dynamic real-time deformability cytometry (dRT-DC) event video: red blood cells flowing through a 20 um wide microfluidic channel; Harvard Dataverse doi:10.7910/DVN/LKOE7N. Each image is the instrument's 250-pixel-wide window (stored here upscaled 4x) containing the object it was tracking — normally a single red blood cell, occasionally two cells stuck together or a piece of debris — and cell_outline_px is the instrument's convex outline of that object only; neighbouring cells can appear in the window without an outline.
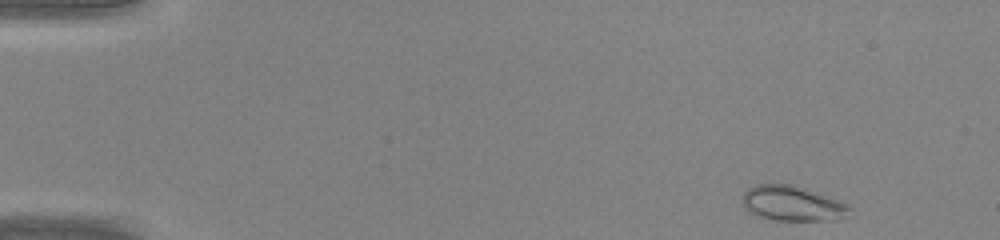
{"species": "common noctule bat (a hibernating species)", "species_latin": "Nyctalus noctula", "temperature_condition": "warm", "stored_images_in_passage": 42, "camera_frame_rate_fps": 3000, "um_per_image_px": 0.085, "animal": {"sex": "male", "body_mass_g": 20.0, "forearm_length_mm": 53.3}, "frame": {"image": 1, "passage_image": 1, "time_ms": 0.0, "image_size_px": [1000, 240], "cell_outline_px": [[852, 208], [844, 216], [836, 220], [768, 220], [756, 216], [744, 208], [740, 200], [744, 192], [748, 188], [756, 184], [796, 184], [848, 204]], "centroid_in_image_um": [67.29, 17.29], "position_along_channel_um": 17.7, "area_um2": 22.2}}
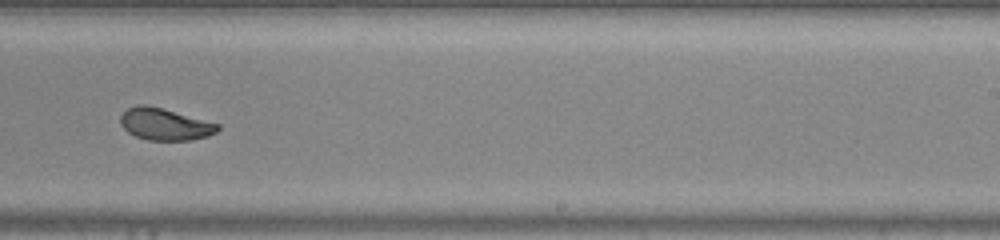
{"frame": {"image": 2, "passage_image": 26, "time_ms": 8.333, "image_size_px": [1000, 240], "cell_outline_px": [[220, 128], [216, 132], [208, 136], [188, 140], [148, 140], [136, 136], [128, 132], [120, 124], [120, 116], [128, 108], [140, 104], [144, 104], [160, 108], [220, 124]], "centroid_in_image_um": [14.0, 10.57], "position_along_channel_um": 275.0, "area_um2": 17.8}}
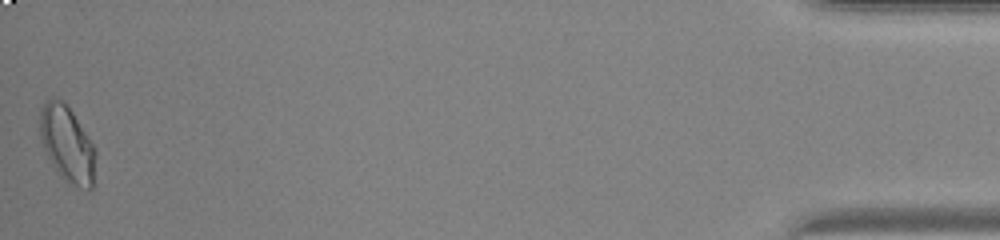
{"frame": {"image": 3, "passage_image": 42, "time_ms": 13.667, "image_size_px": [1000, 240], "cell_outline_px": [[96, 156], [92, 188], [80, 188], [64, 180], [60, 176], [48, 156], [44, 148], [40, 136], [40, 108], [52, 96], [64, 100], [96, 148]], "centroid_in_image_um": [5.72, 12.21], "position_along_channel_um": 429.5, "area_um2": 24.57}}